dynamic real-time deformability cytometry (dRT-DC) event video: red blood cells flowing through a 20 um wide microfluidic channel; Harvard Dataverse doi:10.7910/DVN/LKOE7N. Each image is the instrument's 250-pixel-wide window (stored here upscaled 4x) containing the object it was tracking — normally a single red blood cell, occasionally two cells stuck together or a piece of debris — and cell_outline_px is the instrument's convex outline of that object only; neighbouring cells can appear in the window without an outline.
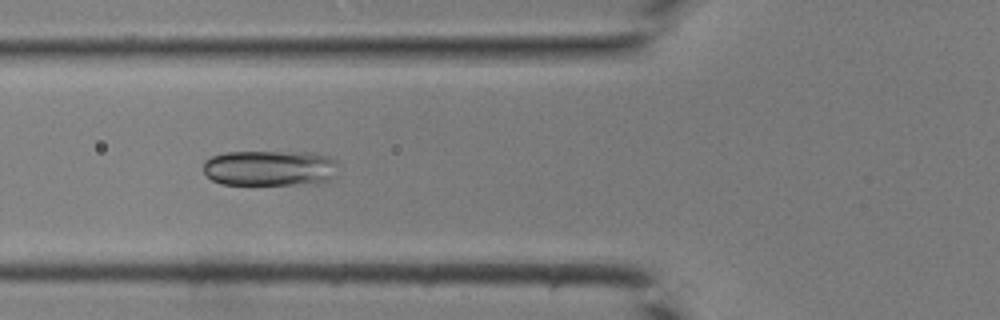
{"species": "common noctule bat (a hibernating species)", "species_latin": "Nyctalus noctula", "temperature_condition": "room temperature", "stored_images_in_passage": 32, "camera_frame_rate_fps": 3000, "um_per_image_px": 0.085, "animal": {"sex": "male", "body_mass_g": 19.0, "forearm_length_mm": 50.8}, "frame": {"image": 1, "passage_image": 9, "time_ms": 2.667, "image_size_px": [1000, 320], "cell_outline_px": [[340, 164], [336, 176], [328, 180], [316, 184], [220, 184], [212, 180], [204, 172], [204, 160], [212, 156], [224, 152], [316, 152], [328, 156], [336, 160]], "centroid_in_image_um": [23.01, 14.28], "position_along_channel_um": 102.8, "area_um2": 28.61}}